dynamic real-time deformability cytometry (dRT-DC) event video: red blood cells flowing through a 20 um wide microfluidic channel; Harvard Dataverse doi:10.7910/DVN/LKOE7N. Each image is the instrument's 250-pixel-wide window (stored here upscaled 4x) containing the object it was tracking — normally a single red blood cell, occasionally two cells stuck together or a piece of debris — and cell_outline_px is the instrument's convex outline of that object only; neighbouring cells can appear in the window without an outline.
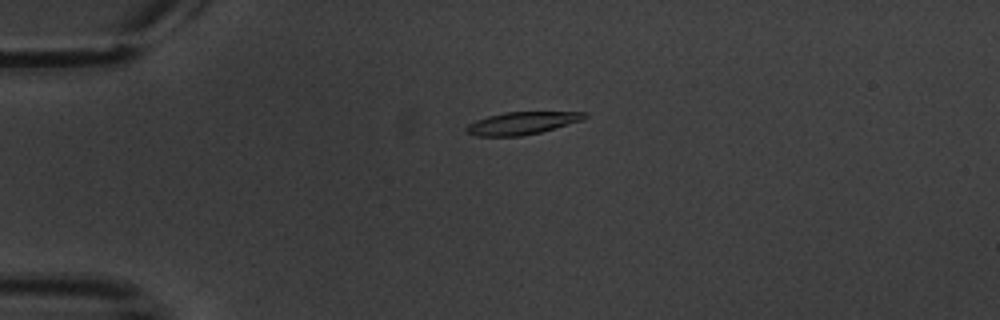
{"species": "common noctule bat (a hibernating species)", "species_latin": "Nyctalus noctula", "temperature_condition": "warm", "stored_images_in_passage": 5, "camera_frame_rate_fps": 3000, "um_per_image_px": 0.085, "animal": {"sex": "male", "body_mass_g": 20.1, "forearm_length_mm": 53.5}, "frame": {"image": 1, "passage_image": 4, "time_ms": 4.333, "image_size_px": [1000, 320], "cell_outline_px": [[588, 116], [580, 120], [540, 132], [520, 136], [476, 136], [464, 132], [464, 128], [468, 124], [476, 120], [488, 116], [504, 112], [588, 112]], "centroid_in_image_um": [44.29, 10.47], "position_along_channel_um": 40.7, "area_um2": 15.37}}